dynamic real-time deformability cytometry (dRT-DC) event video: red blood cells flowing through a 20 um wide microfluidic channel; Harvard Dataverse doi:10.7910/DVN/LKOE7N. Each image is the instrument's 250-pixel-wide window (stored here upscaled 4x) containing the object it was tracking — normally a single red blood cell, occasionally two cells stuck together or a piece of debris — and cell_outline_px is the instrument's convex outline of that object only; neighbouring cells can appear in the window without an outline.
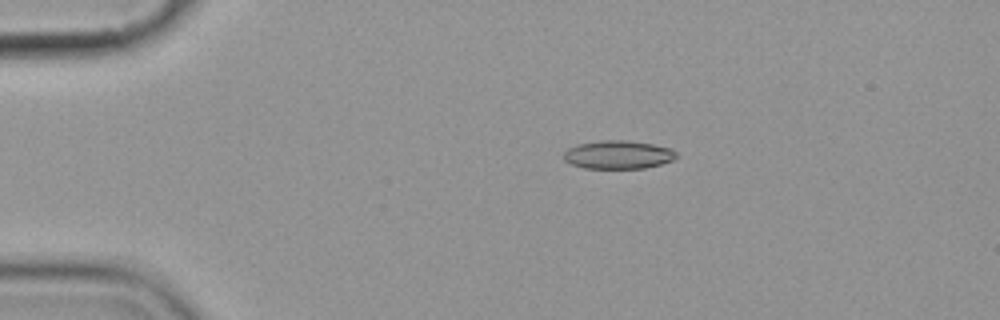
{"species": "common noctule bat (a hibernating species)", "species_latin": "Nyctalus noctula", "temperature_condition": "cold", "stored_images_in_passage": 8, "camera_frame_rate_fps": 3000, "um_per_image_px": 0.085, "animal": {"sex": "female", "body_mass_g": 19.9}, "frame": {"image": 1, "passage_image": 1, "time_ms": 0.0, "image_size_px": [1000, 320], "cell_outline_px": [[676, 156], [672, 160], [660, 164], [644, 168], [584, 168], [572, 164], [564, 160], [564, 152], [568, 148], [580, 144], [600, 140], [624, 140], [652, 144], [672, 148], [676, 152]], "centroid_in_image_um": [52.54, 13.14], "position_along_channel_um": 32.5, "area_um2": 18.44}}
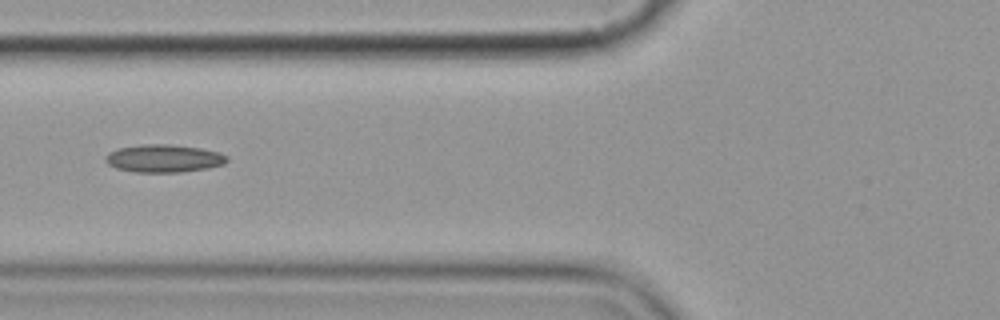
{"frame": {"image": 2, "passage_image": 4, "time_ms": 3.667, "image_size_px": [1000, 320], "cell_outline_px": [[228, 160], [224, 164], [208, 168], [180, 172], [136, 172], [116, 168], [108, 164], [104, 160], [108, 152], [120, 148], [144, 144], [172, 144], [200, 148], [220, 152], [228, 156]], "centroid_in_image_um": [13.94, 13.46], "position_along_channel_um": 111.9, "area_um2": 19.71}}
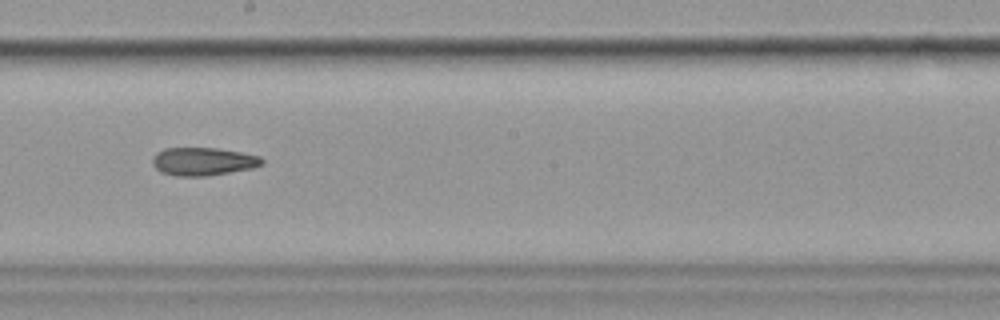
{"frame": {"image": 3, "passage_image": 7, "time_ms": 7.0, "image_size_px": [1000, 320], "cell_outline_px": [[264, 164], [252, 168], [208, 176], [176, 176], [160, 172], [152, 164], [152, 156], [156, 152], [164, 148], [216, 148], [240, 152], [260, 156], [264, 160]], "centroid_in_image_um": [17.24, 13.72], "position_along_channel_um": 231.0, "area_um2": 18.03}}